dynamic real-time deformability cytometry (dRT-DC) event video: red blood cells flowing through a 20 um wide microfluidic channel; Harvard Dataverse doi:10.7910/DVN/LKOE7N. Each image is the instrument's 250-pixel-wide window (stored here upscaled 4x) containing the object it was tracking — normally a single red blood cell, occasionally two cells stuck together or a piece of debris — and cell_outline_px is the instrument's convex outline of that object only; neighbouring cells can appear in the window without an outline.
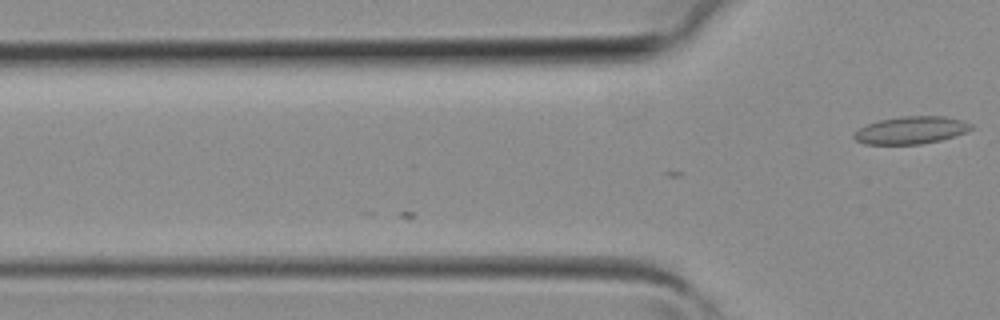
{"species": "common noctule bat (a hibernating species)", "species_latin": "Nyctalus noctula", "temperature_condition": "room temperature", "stored_images_in_passage": 2, "camera_frame_rate_fps": 3000, "um_per_image_px": 0.085, "animal": {"sex": "female", "body_mass_g": 19.3, "forearm_length_mm": 54.1}, "frame": {"image": 1, "passage_image": 2, "time_ms": 0.333, "image_size_px": [1000, 320], "cell_outline_px": [[976, 128], [940, 140], [920, 144], [864, 144], [856, 140], [852, 136], [860, 128], [868, 124], [880, 120], [904, 116], [944, 116], [960, 120], [972, 124]], "centroid_in_image_um": [77.44, 11.06], "position_along_channel_um": 48.4, "area_um2": 18.5}}